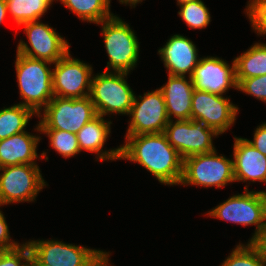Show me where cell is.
Listing matches in <instances>:
<instances>
[{
    "mask_svg": "<svg viewBox=\"0 0 266 266\" xmlns=\"http://www.w3.org/2000/svg\"><path fill=\"white\" fill-rule=\"evenodd\" d=\"M120 147V159L138 162L150 171L160 183L180 184L183 175V159L168 142L164 133L126 136Z\"/></svg>",
    "mask_w": 266,
    "mask_h": 266,
    "instance_id": "obj_1",
    "label": "cell"
},
{
    "mask_svg": "<svg viewBox=\"0 0 266 266\" xmlns=\"http://www.w3.org/2000/svg\"><path fill=\"white\" fill-rule=\"evenodd\" d=\"M48 61L34 59L17 53L15 68L20 89V97L25 102L19 103L31 108L40 117V110L54 97L52 71Z\"/></svg>",
    "mask_w": 266,
    "mask_h": 266,
    "instance_id": "obj_2",
    "label": "cell"
},
{
    "mask_svg": "<svg viewBox=\"0 0 266 266\" xmlns=\"http://www.w3.org/2000/svg\"><path fill=\"white\" fill-rule=\"evenodd\" d=\"M31 266H108V253L61 241L40 240L27 242Z\"/></svg>",
    "mask_w": 266,
    "mask_h": 266,
    "instance_id": "obj_3",
    "label": "cell"
},
{
    "mask_svg": "<svg viewBox=\"0 0 266 266\" xmlns=\"http://www.w3.org/2000/svg\"><path fill=\"white\" fill-rule=\"evenodd\" d=\"M101 24L109 56L105 71L109 72V68L112 67L115 72L129 73L136 66L139 56V43L134 31L115 15Z\"/></svg>",
    "mask_w": 266,
    "mask_h": 266,
    "instance_id": "obj_4",
    "label": "cell"
},
{
    "mask_svg": "<svg viewBox=\"0 0 266 266\" xmlns=\"http://www.w3.org/2000/svg\"><path fill=\"white\" fill-rule=\"evenodd\" d=\"M125 72H102L92 77L89 97L97 115L108 113L129 114L134 93L124 79Z\"/></svg>",
    "mask_w": 266,
    "mask_h": 266,
    "instance_id": "obj_5",
    "label": "cell"
},
{
    "mask_svg": "<svg viewBox=\"0 0 266 266\" xmlns=\"http://www.w3.org/2000/svg\"><path fill=\"white\" fill-rule=\"evenodd\" d=\"M96 116V109L89 96L76 99L54 96L44 108L39 127L77 134L87 122Z\"/></svg>",
    "mask_w": 266,
    "mask_h": 266,
    "instance_id": "obj_6",
    "label": "cell"
},
{
    "mask_svg": "<svg viewBox=\"0 0 266 266\" xmlns=\"http://www.w3.org/2000/svg\"><path fill=\"white\" fill-rule=\"evenodd\" d=\"M208 215L233 223L256 225L257 229L249 242H255L263 232L266 223V200L262 191H248L230 197L218 205Z\"/></svg>",
    "mask_w": 266,
    "mask_h": 266,
    "instance_id": "obj_7",
    "label": "cell"
},
{
    "mask_svg": "<svg viewBox=\"0 0 266 266\" xmlns=\"http://www.w3.org/2000/svg\"><path fill=\"white\" fill-rule=\"evenodd\" d=\"M229 182H235L233 160L216 155L215 150L192 155L183 160V175L180 184L220 188Z\"/></svg>",
    "mask_w": 266,
    "mask_h": 266,
    "instance_id": "obj_8",
    "label": "cell"
},
{
    "mask_svg": "<svg viewBox=\"0 0 266 266\" xmlns=\"http://www.w3.org/2000/svg\"><path fill=\"white\" fill-rule=\"evenodd\" d=\"M164 134L183 160L192 155L214 151L212 136L219 135L203 121L196 119L176 120L174 123L169 120Z\"/></svg>",
    "mask_w": 266,
    "mask_h": 266,
    "instance_id": "obj_9",
    "label": "cell"
},
{
    "mask_svg": "<svg viewBox=\"0 0 266 266\" xmlns=\"http://www.w3.org/2000/svg\"><path fill=\"white\" fill-rule=\"evenodd\" d=\"M0 205L33 201L46 185L38 165L20 164L0 168Z\"/></svg>",
    "mask_w": 266,
    "mask_h": 266,
    "instance_id": "obj_10",
    "label": "cell"
},
{
    "mask_svg": "<svg viewBox=\"0 0 266 266\" xmlns=\"http://www.w3.org/2000/svg\"><path fill=\"white\" fill-rule=\"evenodd\" d=\"M139 98L141 101H138L134 96L128 114L132 118L126 136L164 133L169 118L162 91L157 89L153 92L144 93V96H139Z\"/></svg>",
    "mask_w": 266,
    "mask_h": 266,
    "instance_id": "obj_11",
    "label": "cell"
},
{
    "mask_svg": "<svg viewBox=\"0 0 266 266\" xmlns=\"http://www.w3.org/2000/svg\"><path fill=\"white\" fill-rule=\"evenodd\" d=\"M54 64L55 69L52 71L54 96L75 99L89 96L92 67L70 57L69 51Z\"/></svg>",
    "mask_w": 266,
    "mask_h": 266,
    "instance_id": "obj_12",
    "label": "cell"
},
{
    "mask_svg": "<svg viewBox=\"0 0 266 266\" xmlns=\"http://www.w3.org/2000/svg\"><path fill=\"white\" fill-rule=\"evenodd\" d=\"M22 25H24V31L32 49L25 42L20 41L17 53L54 64L69 51L68 42L49 25L39 21H31Z\"/></svg>",
    "mask_w": 266,
    "mask_h": 266,
    "instance_id": "obj_13",
    "label": "cell"
},
{
    "mask_svg": "<svg viewBox=\"0 0 266 266\" xmlns=\"http://www.w3.org/2000/svg\"><path fill=\"white\" fill-rule=\"evenodd\" d=\"M238 107L228 98L195 89L192 95L191 119L203 121L218 134L224 133L234 122Z\"/></svg>",
    "mask_w": 266,
    "mask_h": 266,
    "instance_id": "obj_14",
    "label": "cell"
},
{
    "mask_svg": "<svg viewBox=\"0 0 266 266\" xmlns=\"http://www.w3.org/2000/svg\"><path fill=\"white\" fill-rule=\"evenodd\" d=\"M194 89L222 96L230 87L237 89L235 61L230 67L218 57L199 59L191 76Z\"/></svg>",
    "mask_w": 266,
    "mask_h": 266,
    "instance_id": "obj_15",
    "label": "cell"
},
{
    "mask_svg": "<svg viewBox=\"0 0 266 266\" xmlns=\"http://www.w3.org/2000/svg\"><path fill=\"white\" fill-rule=\"evenodd\" d=\"M158 53L169 75L185 76L189 72L191 77L199 62L196 46L188 38L179 34L172 36Z\"/></svg>",
    "mask_w": 266,
    "mask_h": 266,
    "instance_id": "obj_16",
    "label": "cell"
},
{
    "mask_svg": "<svg viewBox=\"0 0 266 266\" xmlns=\"http://www.w3.org/2000/svg\"><path fill=\"white\" fill-rule=\"evenodd\" d=\"M233 170L235 181L266 182V156L244 138H235Z\"/></svg>",
    "mask_w": 266,
    "mask_h": 266,
    "instance_id": "obj_17",
    "label": "cell"
},
{
    "mask_svg": "<svg viewBox=\"0 0 266 266\" xmlns=\"http://www.w3.org/2000/svg\"><path fill=\"white\" fill-rule=\"evenodd\" d=\"M168 77V82L160 90L164 96L169 120H172V115L177 120L191 119L192 95L195 90L191 77L189 81L185 76L169 75Z\"/></svg>",
    "mask_w": 266,
    "mask_h": 266,
    "instance_id": "obj_18",
    "label": "cell"
},
{
    "mask_svg": "<svg viewBox=\"0 0 266 266\" xmlns=\"http://www.w3.org/2000/svg\"><path fill=\"white\" fill-rule=\"evenodd\" d=\"M40 137L26 131L0 140V168L20 164L36 165V148Z\"/></svg>",
    "mask_w": 266,
    "mask_h": 266,
    "instance_id": "obj_19",
    "label": "cell"
},
{
    "mask_svg": "<svg viewBox=\"0 0 266 266\" xmlns=\"http://www.w3.org/2000/svg\"><path fill=\"white\" fill-rule=\"evenodd\" d=\"M111 122L105 121L103 116L97 115L87 122L76 134L80 151L96 152L100 160L120 159V147L111 151L101 152L103 145L110 133Z\"/></svg>",
    "mask_w": 266,
    "mask_h": 266,
    "instance_id": "obj_20",
    "label": "cell"
},
{
    "mask_svg": "<svg viewBox=\"0 0 266 266\" xmlns=\"http://www.w3.org/2000/svg\"><path fill=\"white\" fill-rule=\"evenodd\" d=\"M234 61L237 84L242 79L266 75V44H254Z\"/></svg>",
    "mask_w": 266,
    "mask_h": 266,
    "instance_id": "obj_21",
    "label": "cell"
},
{
    "mask_svg": "<svg viewBox=\"0 0 266 266\" xmlns=\"http://www.w3.org/2000/svg\"><path fill=\"white\" fill-rule=\"evenodd\" d=\"M65 7L84 21L100 24L114 15L110 13V0H60Z\"/></svg>",
    "mask_w": 266,
    "mask_h": 266,
    "instance_id": "obj_22",
    "label": "cell"
},
{
    "mask_svg": "<svg viewBox=\"0 0 266 266\" xmlns=\"http://www.w3.org/2000/svg\"><path fill=\"white\" fill-rule=\"evenodd\" d=\"M34 114L31 108L21 104L0 110V140L24 132Z\"/></svg>",
    "mask_w": 266,
    "mask_h": 266,
    "instance_id": "obj_23",
    "label": "cell"
},
{
    "mask_svg": "<svg viewBox=\"0 0 266 266\" xmlns=\"http://www.w3.org/2000/svg\"><path fill=\"white\" fill-rule=\"evenodd\" d=\"M53 0H6L7 12L19 25L38 21L49 8Z\"/></svg>",
    "mask_w": 266,
    "mask_h": 266,
    "instance_id": "obj_24",
    "label": "cell"
},
{
    "mask_svg": "<svg viewBox=\"0 0 266 266\" xmlns=\"http://www.w3.org/2000/svg\"><path fill=\"white\" fill-rule=\"evenodd\" d=\"M221 266H266V257L254 243L239 244Z\"/></svg>",
    "mask_w": 266,
    "mask_h": 266,
    "instance_id": "obj_25",
    "label": "cell"
},
{
    "mask_svg": "<svg viewBox=\"0 0 266 266\" xmlns=\"http://www.w3.org/2000/svg\"><path fill=\"white\" fill-rule=\"evenodd\" d=\"M36 128V130L48 135L50 138V146L63 155V157H72L81 152L75 133L63 130L40 129L39 124Z\"/></svg>",
    "mask_w": 266,
    "mask_h": 266,
    "instance_id": "obj_26",
    "label": "cell"
},
{
    "mask_svg": "<svg viewBox=\"0 0 266 266\" xmlns=\"http://www.w3.org/2000/svg\"><path fill=\"white\" fill-rule=\"evenodd\" d=\"M178 14L182 20L192 29H201L210 23V14L208 8L201 0L186 2L180 5Z\"/></svg>",
    "mask_w": 266,
    "mask_h": 266,
    "instance_id": "obj_27",
    "label": "cell"
},
{
    "mask_svg": "<svg viewBox=\"0 0 266 266\" xmlns=\"http://www.w3.org/2000/svg\"><path fill=\"white\" fill-rule=\"evenodd\" d=\"M25 261V263H22ZM32 255L29 245H19L17 248L0 251V266H31Z\"/></svg>",
    "mask_w": 266,
    "mask_h": 266,
    "instance_id": "obj_28",
    "label": "cell"
},
{
    "mask_svg": "<svg viewBox=\"0 0 266 266\" xmlns=\"http://www.w3.org/2000/svg\"><path fill=\"white\" fill-rule=\"evenodd\" d=\"M246 9L252 28L258 34L266 35V0H252Z\"/></svg>",
    "mask_w": 266,
    "mask_h": 266,
    "instance_id": "obj_29",
    "label": "cell"
},
{
    "mask_svg": "<svg viewBox=\"0 0 266 266\" xmlns=\"http://www.w3.org/2000/svg\"><path fill=\"white\" fill-rule=\"evenodd\" d=\"M237 89L266 102V75L242 79Z\"/></svg>",
    "mask_w": 266,
    "mask_h": 266,
    "instance_id": "obj_30",
    "label": "cell"
},
{
    "mask_svg": "<svg viewBox=\"0 0 266 266\" xmlns=\"http://www.w3.org/2000/svg\"><path fill=\"white\" fill-rule=\"evenodd\" d=\"M18 246V243L11 242L5 217L3 216L2 211H0V251L14 249Z\"/></svg>",
    "mask_w": 266,
    "mask_h": 266,
    "instance_id": "obj_31",
    "label": "cell"
},
{
    "mask_svg": "<svg viewBox=\"0 0 266 266\" xmlns=\"http://www.w3.org/2000/svg\"><path fill=\"white\" fill-rule=\"evenodd\" d=\"M246 140L249 144L266 156V123L256 128L253 141L248 139Z\"/></svg>",
    "mask_w": 266,
    "mask_h": 266,
    "instance_id": "obj_32",
    "label": "cell"
},
{
    "mask_svg": "<svg viewBox=\"0 0 266 266\" xmlns=\"http://www.w3.org/2000/svg\"><path fill=\"white\" fill-rule=\"evenodd\" d=\"M254 243L260 248L261 252L266 257V223L262 234Z\"/></svg>",
    "mask_w": 266,
    "mask_h": 266,
    "instance_id": "obj_33",
    "label": "cell"
},
{
    "mask_svg": "<svg viewBox=\"0 0 266 266\" xmlns=\"http://www.w3.org/2000/svg\"><path fill=\"white\" fill-rule=\"evenodd\" d=\"M7 13L6 0H0V24L3 22Z\"/></svg>",
    "mask_w": 266,
    "mask_h": 266,
    "instance_id": "obj_34",
    "label": "cell"
},
{
    "mask_svg": "<svg viewBox=\"0 0 266 266\" xmlns=\"http://www.w3.org/2000/svg\"><path fill=\"white\" fill-rule=\"evenodd\" d=\"M122 4L125 3V4H129L130 3V6L131 4L134 5V7L136 6L137 3L141 2L142 0H119Z\"/></svg>",
    "mask_w": 266,
    "mask_h": 266,
    "instance_id": "obj_35",
    "label": "cell"
},
{
    "mask_svg": "<svg viewBox=\"0 0 266 266\" xmlns=\"http://www.w3.org/2000/svg\"><path fill=\"white\" fill-rule=\"evenodd\" d=\"M191 1H195V0H177L179 5L186 3V2H191Z\"/></svg>",
    "mask_w": 266,
    "mask_h": 266,
    "instance_id": "obj_36",
    "label": "cell"
},
{
    "mask_svg": "<svg viewBox=\"0 0 266 266\" xmlns=\"http://www.w3.org/2000/svg\"><path fill=\"white\" fill-rule=\"evenodd\" d=\"M264 197H265V200H266V191H262Z\"/></svg>",
    "mask_w": 266,
    "mask_h": 266,
    "instance_id": "obj_37",
    "label": "cell"
}]
</instances>
